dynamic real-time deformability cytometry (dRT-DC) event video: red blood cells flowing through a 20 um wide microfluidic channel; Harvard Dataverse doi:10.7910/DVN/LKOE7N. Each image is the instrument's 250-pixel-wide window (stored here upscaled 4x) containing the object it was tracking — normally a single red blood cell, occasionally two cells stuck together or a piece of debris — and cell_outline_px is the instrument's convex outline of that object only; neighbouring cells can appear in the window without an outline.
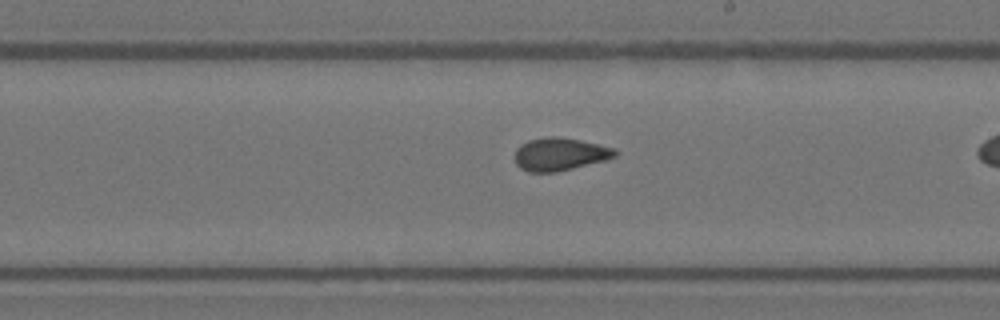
{"species": "Egyptian fruit bat (a non-hibernating species)", "species_latin": "Rousettus aegyptiacus", "temperature_condition": "warm", "stored_images_in_passage": 33, "camera_frame_rate_fps": 3000, "um_per_image_px": 0.085, "animal": {"sex": "female"}, "frame": {"image": 1, "passage_image": 22, "time_ms": 7.0, "image_size_px": [1000, 320], "cell_outline_px": [[616, 156], [604, 160], [556, 172], [528, 172], [520, 168], [516, 164], [516, 148], [520, 144], [528, 140], [548, 136], [556, 136], [580, 140], [616, 148]], "centroid_in_image_um": [47.56, 13.09], "position_along_channel_um": 241.4, "area_um2": 19.07}}